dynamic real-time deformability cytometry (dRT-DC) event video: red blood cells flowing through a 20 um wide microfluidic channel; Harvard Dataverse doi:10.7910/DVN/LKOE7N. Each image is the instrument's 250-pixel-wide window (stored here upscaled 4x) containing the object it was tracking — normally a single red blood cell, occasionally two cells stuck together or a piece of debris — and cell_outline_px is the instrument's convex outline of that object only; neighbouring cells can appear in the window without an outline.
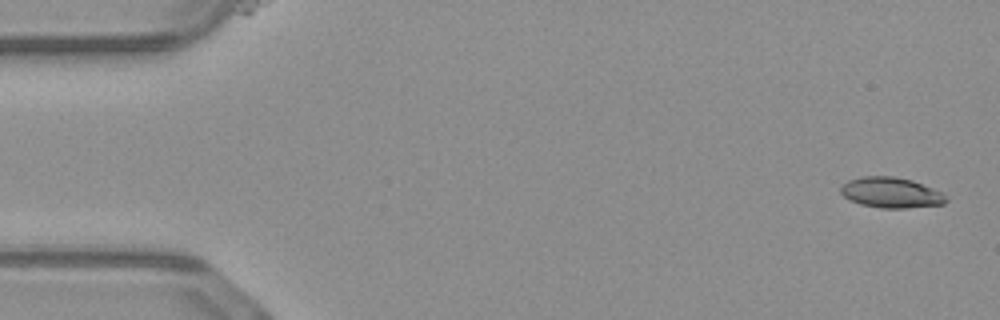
{"species": "common noctule bat (a hibernating species)", "species_latin": "Nyctalus noctula", "temperature_condition": "warm", "stored_images_in_passage": 50, "camera_frame_rate_fps": 3000, "um_per_image_px": 0.085, "animal": {"sex": "male", "body_mass_g": 23.1, "forearm_length_mm": 52.7}, "frame": {"image": 1, "passage_image": 1, "time_ms": 0.0, "image_size_px": [1000, 320], "cell_outline_px": [[948, 200], [944, 204], [908, 208], [880, 208], [860, 204], [848, 200], [840, 192], [840, 188], [848, 180], [860, 176], [892, 176], [912, 180], [932, 188], [940, 192]], "centroid_in_image_um": [75.7, 16.37], "position_along_channel_um": 9.3, "area_um2": 18.73}}
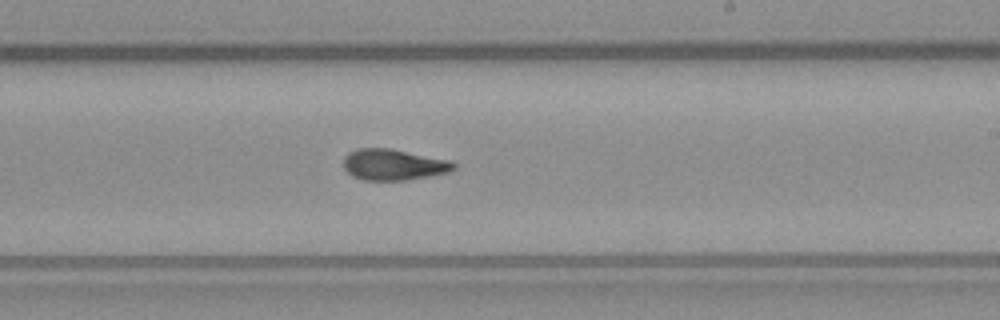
{"frame": {"image": 2, "passage_image": 29, "time_ms": 9.333, "image_size_px": [1000, 320], "cell_outline_px": [[456, 168], [448, 172], [408, 180], [364, 180], [352, 176], [344, 168], [344, 156], [348, 152], [356, 148], [392, 148], [452, 160], [456, 164]], "centroid_in_image_um": [33.46, 13.98], "position_along_channel_um": 255.5, "area_um2": 20.23}}
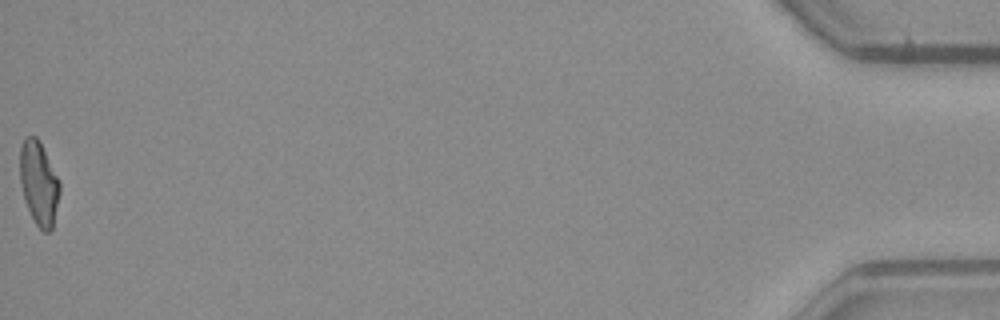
{"frame": {"image": 3, "passage_image": 50, "time_ms": 16.333, "image_size_px": [1000, 320], "cell_outline_px": [[60, 192], [52, 228], [48, 232], [44, 232], [36, 224], [28, 208], [24, 196], [20, 180], [20, 148], [24, 136], [36, 136], [40, 140], [60, 180]], "centroid_in_image_um": [3.31, 15.51], "position_along_channel_um": 431.9, "area_um2": 19.42}, "authors_computed_cell_mechanics": {"area_um2": 19.652, "velocity_mm_per_s": 4.0875, "shape_relaxation_time_tau1_ms": 6.5052, "shape_relaxation_time_tau2_ms": 2.4151, "deformation_change_tau1": 0.2316, "deformation_change_tau2": 0.1062}}